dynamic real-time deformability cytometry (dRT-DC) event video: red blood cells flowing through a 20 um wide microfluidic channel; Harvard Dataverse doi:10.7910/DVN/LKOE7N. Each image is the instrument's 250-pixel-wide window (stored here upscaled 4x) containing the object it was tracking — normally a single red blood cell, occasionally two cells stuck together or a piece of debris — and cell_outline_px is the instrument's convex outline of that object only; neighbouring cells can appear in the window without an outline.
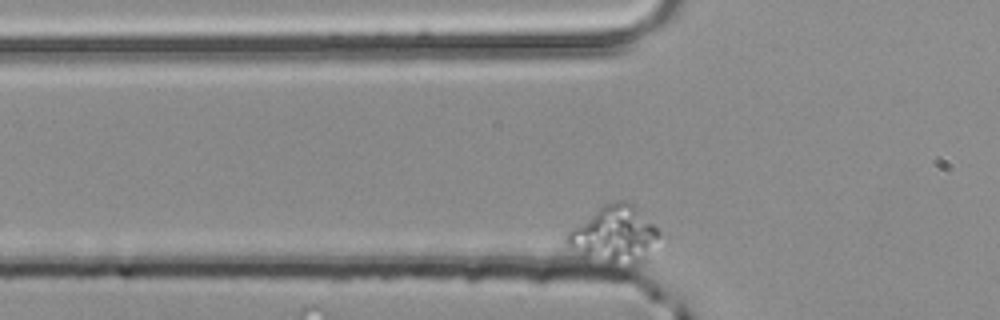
{"species": "common noctule bat (a hibernating species)", "species_latin": "Nyctalus noctula", "temperature_condition": "room temperature", "stored_images_in_passage": 2, "camera_frame_rate_fps": 3000, "um_per_image_px": 0.085, "animal": {"sex": "male", "body_mass_g": 20.4}, "frame": {"image": 1, "passage_image": 2, "time_ms": 0.333, "image_size_px": [1000, 320], "cell_outline_px": [[660, 232], [640, 260], [636, 264], [604, 264], [580, 256], [564, 240], [564, 236], [572, 228], [604, 204], [616, 200], [624, 200], [632, 204]], "centroid_in_image_um": [52.11, 19.94], "position_along_channel_um": 73.7, "area_um2": 29.71}}